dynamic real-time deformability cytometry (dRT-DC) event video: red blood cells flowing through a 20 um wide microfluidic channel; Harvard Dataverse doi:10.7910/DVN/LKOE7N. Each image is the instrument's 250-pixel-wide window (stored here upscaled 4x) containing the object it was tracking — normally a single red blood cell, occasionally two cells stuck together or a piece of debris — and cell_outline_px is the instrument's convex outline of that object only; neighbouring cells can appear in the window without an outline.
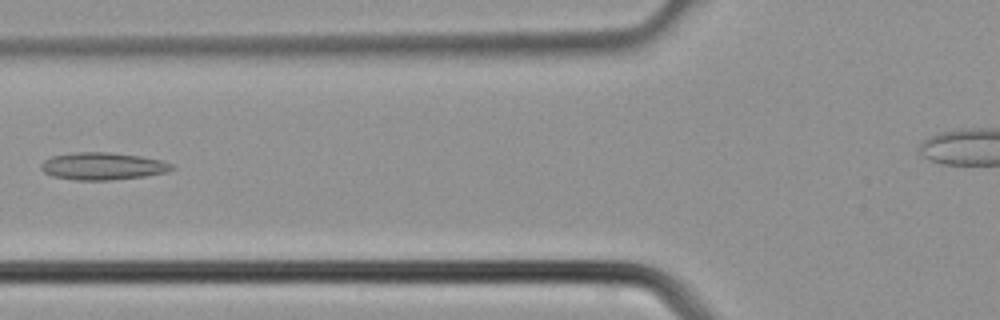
{"species": "common noctule bat (a hibernating species)", "species_latin": "Nyctalus noctula", "temperature_condition": "cold", "stored_images_in_passage": 4, "camera_frame_rate_fps": 3000, "um_per_image_px": 0.085, "animal": {"sex": "male", "body_mass_g": 21.5, "forearm_length_mm": 52.0}, "frame": {"image": 1, "passage_image": 4, "time_ms": 1.0, "image_size_px": [1000, 320], "cell_outline_px": [[176, 168], [164, 172], [144, 176], [108, 180], [76, 180], [52, 176], [44, 172], [40, 168], [40, 164], [44, 160], [52, 156], [76, 152], [108, 152], [140, 156], [164, 160], [172, 164]], "centroid_in_image_um": [8.72, 14.12], "position_along_channel_um": 117.1, "area_um2": 20.81}}